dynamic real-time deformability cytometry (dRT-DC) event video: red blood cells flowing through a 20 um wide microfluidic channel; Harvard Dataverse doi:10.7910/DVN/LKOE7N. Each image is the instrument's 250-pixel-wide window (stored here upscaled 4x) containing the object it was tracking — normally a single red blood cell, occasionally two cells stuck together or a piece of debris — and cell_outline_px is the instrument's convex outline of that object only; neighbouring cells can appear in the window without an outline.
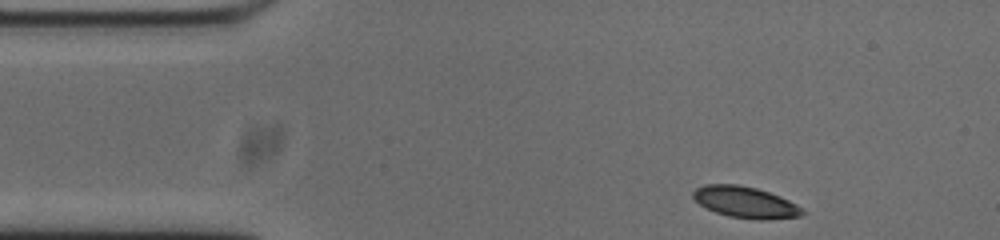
{"species": "common noctule bat (a hibernating species)", "species_latin": "Nyctalus noctula", "temperature_condition": "cold", "stored_images_in_passage": 48, "camera_frame_rate_fps": 3000, "um_per_image_px": 0.085, "animal": {"sex": "male", "body_mass_g": 20.0, "forearm_length_mm": 53.3}, "frame": {"image": 1, "passage_image": 1, "time_ms": 0.0, "image_size_px": [1000, 240], "cell_outline_px": [[808, 212], [800, 216], [764, 220], [760, 220], [728, 216], [716, 212], [700, 204], [692, 196], [692, 192], [696, 188], [704, 184], [736, 184], [756, 188], [780, 196], [796, 204]], "centroid_in_image_um": [63.37, 17.19], "position_along_channel_um": 21.6, "area_um2": 19.88}}
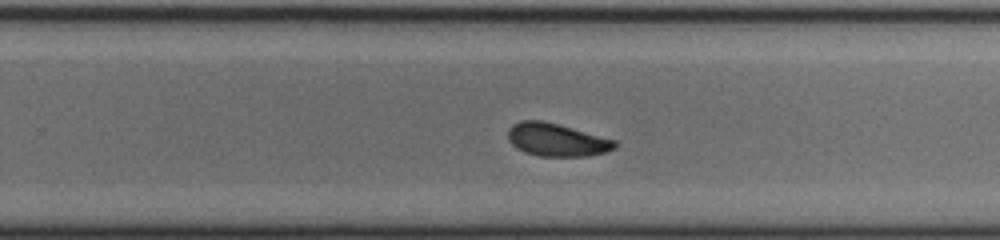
{"frame": {"image": 2, "passage_image": 27, "time_ms": 8.667, "image_size_px": [1000, 240], "cell_outline_px": [[616, 148], [604, 152], [588, 156], [540, 156], [524, 152], [516, 148], [508, 140], [508, 128], [512, 124], [520, 120], [544, 120], [616, 140]], "centroid_in_image_um": [47.28, 11.87], "position_along_channel_um": 282.5, "area_um2": 20.58}}
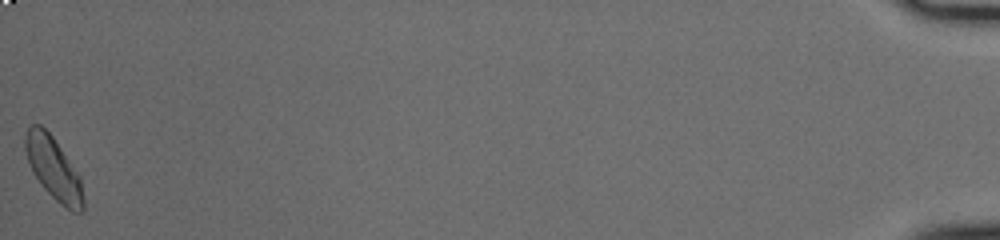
{"frame": {"image": 3, "passage_image": 48, "time_ms": 15.667, "image_size_px": [1000, 240], "cell_outline_px": [[84, 208], [80, 212], [72, 212], [60, 204], [40, 184], [32, 172], [24, 148], [24, 136], [28, 128], [32, 124], [40, 124], [52, 136], [80, 176], [84, 200]], "centroid_in_image_um": [4.54, 14.32], "position_along_channel_um": 430.7, "area_um2": 21.04}, "authors_computed_cell_mechanics": {"area_um2": 20.4612, "velocity_mm_per_s": 3.7103, "shape_relaxation_time_tau1_ms": 3.0417, "shape_relaxation_time_tau2_ms": 2.7608, "deformation_change_tau1": 0.0933, "deformation_change_tau2": 0.0585}}